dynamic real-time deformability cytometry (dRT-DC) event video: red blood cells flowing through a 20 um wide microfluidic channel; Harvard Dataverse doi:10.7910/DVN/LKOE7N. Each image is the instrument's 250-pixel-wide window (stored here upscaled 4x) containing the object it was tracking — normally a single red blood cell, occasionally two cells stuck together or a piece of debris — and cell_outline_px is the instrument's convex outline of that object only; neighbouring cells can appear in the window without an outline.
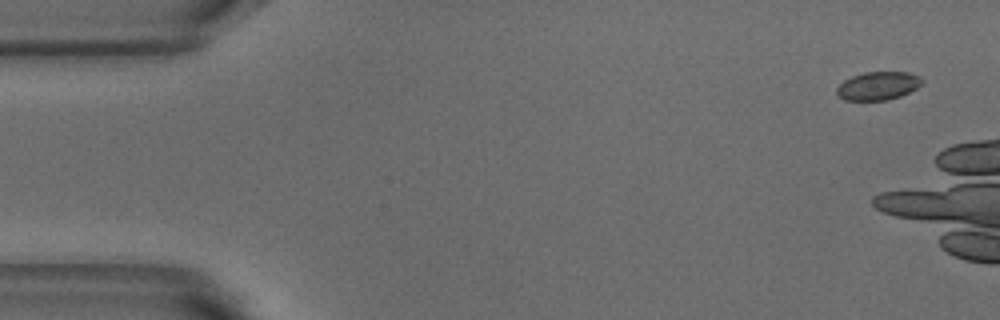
{"species": "common noctule bat (a hibernating species)", "species_latin": "Nyctalus noctula", "temperature_condition": "warm", "stored_images_in_passage": 3, "camera_frame_rate_fps": 3000, "um_per_image_px": 0.085, "animal": {"sex": "male", "body_mass_g": 18.8}, "frame": {"image": 1, "passage_image": 1, "time_ms": 0.0, "image_size_px": [1000, 320], "cell_outline_px": [[924, 80], [916, 88], [900, 96], [888, 100], [844, 100], [836, 92], [836, 88], [844, 80], [852, 76], [864, 72], [908, 72], [920, 76]], "centroid_in_image_um": [74.63, 7.29], "position_along_channel_um": 10.4, "area_um2": 13.99}}